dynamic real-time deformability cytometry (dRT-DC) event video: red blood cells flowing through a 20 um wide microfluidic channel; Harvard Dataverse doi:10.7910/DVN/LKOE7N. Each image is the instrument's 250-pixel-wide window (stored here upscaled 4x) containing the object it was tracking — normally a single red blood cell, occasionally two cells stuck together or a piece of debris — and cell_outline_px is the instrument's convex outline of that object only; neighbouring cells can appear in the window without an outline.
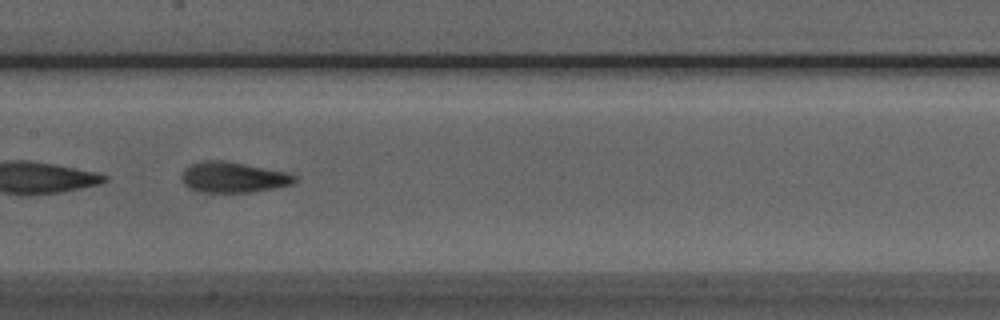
{"species": "Egyptian fruit bat (a non-hibernating species)", "species_latin": "Rousettus aegyptiacus", "temperature_condition": "room temperature", "stored_images_in_passage": 23, "camera_frame_rate_fps": 3000, "um_per_image_px": 0.085, "animal": {"sex": "male"}, "frame": {"image": 1, "passage_image": 10, "time_ms": 3.0, "image_size_px": [1000, 320], "cell_outline_px": [[296, 180], [292, 184], [252, 192], [204, 192], [192, 188], [184, 184], [180, 176], [184, 168], [200, 160], [224, 160], [284, 172], [296, 176]], "centroid_in_image_um": [19.77, 15.06], "position_along_channel_um": 187.6, "area_um2": 19.88}, "authors_computed_cell_mechanics": {"area_um2": 20.1144, "velocity_mm_per_s": 3.9821, "shape_relaxation_time_tau1_ms": 2.8609, "shape_relaxation_time_tau2_ms": 1.5719, "deformation_change_tau1": 0.1417, "deformation_change_tau2": 0.0989}}